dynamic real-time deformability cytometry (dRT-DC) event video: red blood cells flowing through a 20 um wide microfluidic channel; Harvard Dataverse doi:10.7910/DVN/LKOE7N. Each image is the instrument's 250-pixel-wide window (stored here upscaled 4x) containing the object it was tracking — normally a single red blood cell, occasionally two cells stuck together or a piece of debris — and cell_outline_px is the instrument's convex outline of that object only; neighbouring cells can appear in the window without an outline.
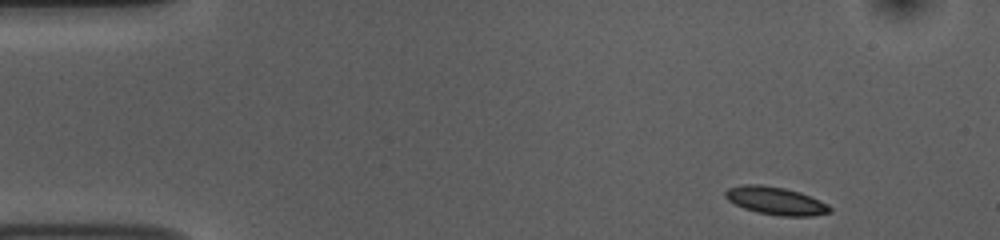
{"species": "common noctule bat (a hibernating species)", "species_latin": "Nyctalus noctula", "temperature_condition": "room temperature", "stored_images_in_passage": 49, "camera_frame_rate_fps": 3000, "um_per_image_px": 0.085, "animal": {"sex": "female", "body_mass_g": 10.0, "forearm_length_mm": 53.1}, "frame": {"image": 1, "passage_image": 1, "time_ms": 0.0, "image_size_px": [1000, 240], "cell_outline_px": [[832, 212], [812, 216], [780, 216], [756, 212], [744, 208], [728, 200], [724, 196], [724, 192], [728, 188], [744, 184], [760, 184], [784, 188], [800, 192], [828, 204], [832, 208]], "centroid_in_image_um": [65.94, 17.07], "position_along_channel_um": 19.1, "area_um2": 16.99}}
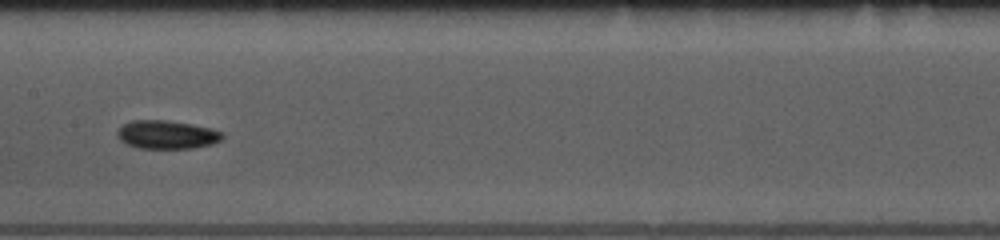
{"frame": {"image": 2, "passage_image": 22, "time_ms": 7.0, "image_size_px": [1000, 240], "cell_outline_px": [[224, 136], [220, 140], [212, 144], [192, 148], [136, 148], [120, 140], [116, 136], [116, 132], [124, 124], [132, 120], [164, 120], [192, 124], [212, 128], [220, 132]], "centroid_in_image_um": [14.16, 11.44], "position_along_channel_um": 193.2, "area_um2": 17.34}}
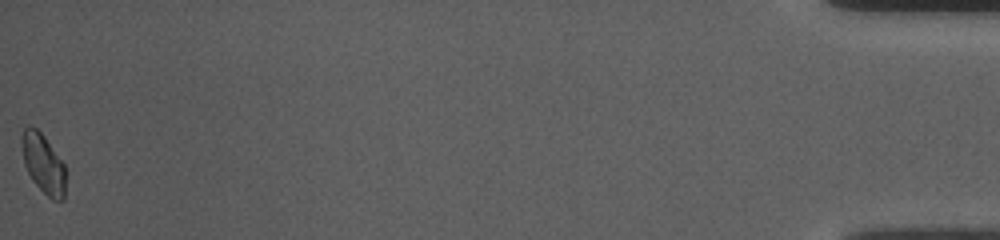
{"frame": {"image": 3, "passage_image": 49, "time_ms": 16.0, "image_size_px": [1000, 240], "cell_outline_px": [[64, 200], [52, 200], [32, 180], [24, 164], [20, 144], [20, 136], [24, 128], [28, 124], [36, 128], [44, 136], [64, 164]], "centroid_in_image_um": [3.63, 13.86], "position_along_channel_um": 431.6, "area_um2": 15.14}, "authors_computed_cell_mechanics": {"area_um2": 16.4152, "velocity_mm_per_s": 3.7241, "shape_relaxation_time_tau1_ms": 1.1925, "shape_relaxation_time_tau2_ms": null, "deformation_change_tau1": 0.0568, "deformation_change_tau2": null}}